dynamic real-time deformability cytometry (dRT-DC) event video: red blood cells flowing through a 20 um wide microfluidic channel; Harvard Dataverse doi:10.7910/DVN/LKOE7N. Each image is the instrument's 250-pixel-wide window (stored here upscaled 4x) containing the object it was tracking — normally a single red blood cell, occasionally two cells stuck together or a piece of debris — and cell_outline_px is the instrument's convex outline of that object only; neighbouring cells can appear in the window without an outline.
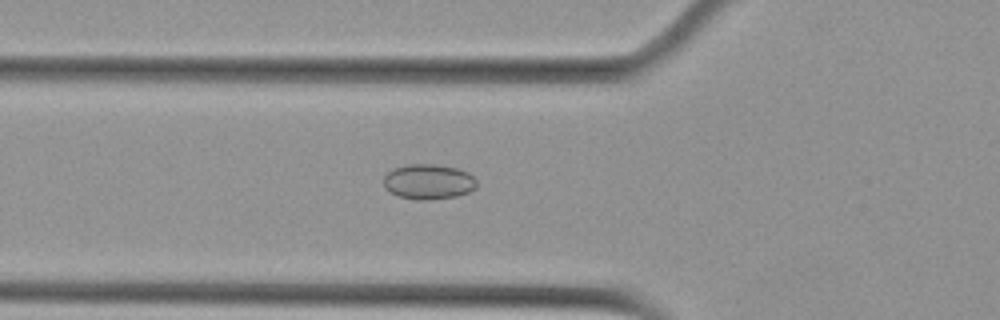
{"species": "Egyptian fruit bat (a non-hibernating species)", "species_latin": "Rousettus aegyptiacus", "temperature_condition": "cold", "stored_images_in_passage": 35, "camera_frame_rate_fps": 3000, "um_per_image_px": 0.085, "animal": {"sex": "female"}, "frame": {"image": 1, "passage_image": 7, "time_ms": 2.0, "image_size_px": [1000, 320], "cell_outline_px": [[476, 188], [468, 192], [456, 196], [432, 200], [416, 200], [400, 196], [384, 188], [384, 176], [392, 168], [408, 164], [432, 164], [456, 168], [468, 172], [476, 180]], "centroid_in_image_um": [36.41, 15.44], "position_along_channel_um": 89.4, "area_um2": 19.07}}
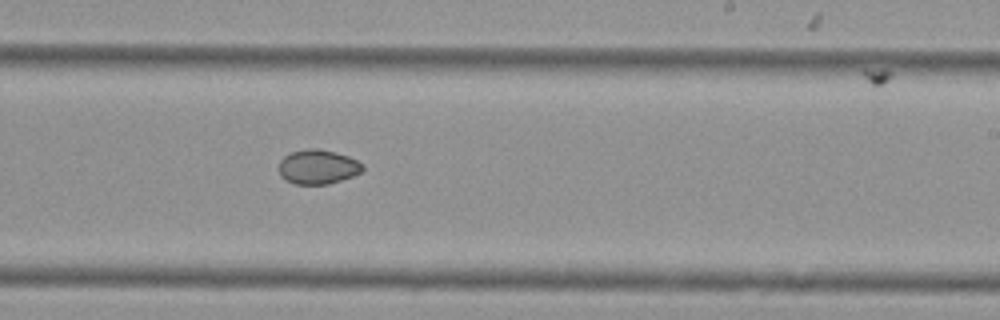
{"frame": {"image": 2, "passage_image": 21, "time_ms": 6.667, "image_size_px": [1000, 320], "cell_outline_px": [[364, 168], [360, 172], [352, 176], [328, 184], [296, 184], [284, 180], [280, 176], [280, 160], [284, 156], [292, 152], [308, 148], [320, 148], [336, 152], [348, 156], [364, 164]], "centroid_in_image_um": [27.01, 14.17], "position_along_channel_um": 262.0, "area_um2": 16.82}}
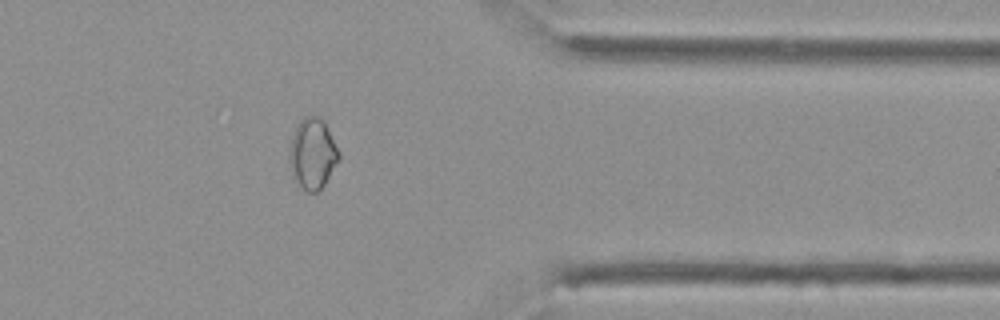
{"frame": {"image": 3, "passage_image": 32, "time_ms": 10.333, "image_size_px": [1000, 320], "cell_outline_px": [[340, 156], [324, 184], [316, 192], [308, 192], [292, 176], [288, 160], [288, 152], [292, 136], [300, 120], [304, 116], [316, 116], [324, 120], [340, 152]], "centroid_in_image_um": [26.55, 13.03], "position_along_channel_um": 384.9, "area_um2": 20.17}, "authors_computed_cell_mechanics": {"area_um2": 17.4556, "velocity_mm_per_s": 3.6988, "shape_relaxation_time_tau1_ms": null, "shape_relaxation_time_tau2_ms": 4.0841, "deformation_change_tau1": null, "deformation_change_tau2": 0.0403}}